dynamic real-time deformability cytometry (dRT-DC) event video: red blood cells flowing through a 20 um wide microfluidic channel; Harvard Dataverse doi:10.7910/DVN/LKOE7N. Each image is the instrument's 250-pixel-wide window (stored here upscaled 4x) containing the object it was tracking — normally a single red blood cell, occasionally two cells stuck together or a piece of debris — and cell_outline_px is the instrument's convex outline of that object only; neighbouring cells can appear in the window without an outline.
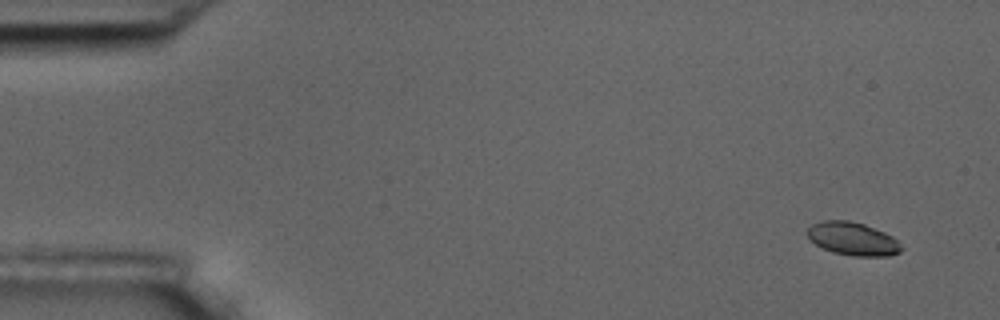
{"species": "common noctule bat (a hibernating species)", "species_latin": "Nyctalus noctula", "temperature_condition": "room temperature", "stored_images_in_passage": 5, "camera_frame_rate_fps": 3000, "um_per_image_px": 0.085, "animal": {"sex": "male", "body_mass_g": 17.5, "forearm_length_mm": 52.3}, "frame": {"image": 1, "passage_image": 1, "time_ms": 0.0, "image_size_px": [1000, 320], "cell_outline_px": [[904, 248], [900, 252], [888, 256], [852, 256], [832, 252], [808, 240], [808, 228], [812, 224], [824, 220], [848, 220], [864, 224], [884, 232], [892, 236]], "centroid_in_image_um": [72.48, 20.3], "position_along_channel_um": 12.5, "area_um2": 18.15}}
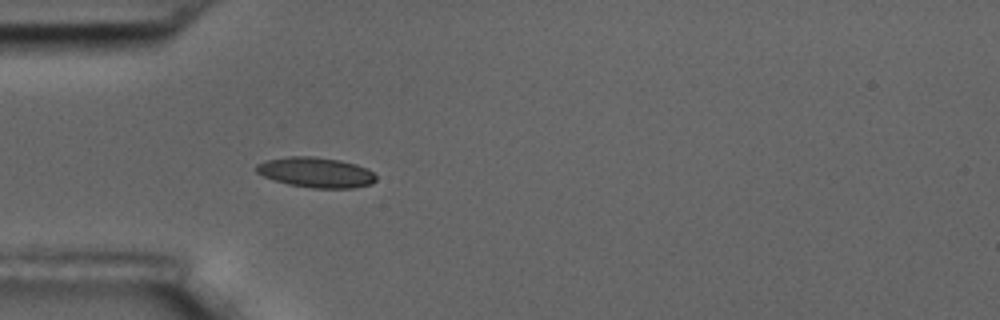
{"frame": {"image": 2, "passage_image": 5, "time_ms": 4.667, "image_size_px": [1000, 320], "cell_outline_px": [[376, 180], [372, 184], [352, 188], [312, 188], [288, 184], [264, 176], [256, 172], [256, 164], [268, 160], [288, 156], [312, 156], [340, 160], [356, 164], [368, 168], [376, 176]], "centroid_in_image_um": [26.88, 14.65], "position_along_channel_um": 58.1, "area_um2": 21.04}}